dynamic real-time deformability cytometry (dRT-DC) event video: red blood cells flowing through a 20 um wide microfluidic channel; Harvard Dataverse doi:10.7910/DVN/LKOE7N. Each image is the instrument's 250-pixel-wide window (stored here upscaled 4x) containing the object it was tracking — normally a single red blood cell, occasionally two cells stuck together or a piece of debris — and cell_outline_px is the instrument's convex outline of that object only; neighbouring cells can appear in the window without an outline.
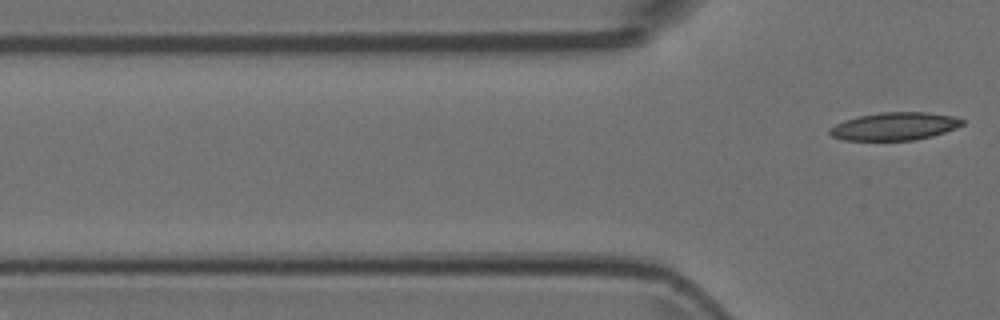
{"species": "Egyptian fruit bat (a non-hibernating species)", "species_latin": "Rousettus aegyptiacus", "temperature_condition": "room temperature", "stored_images_in_passage": 3, "segment_of_instrument_passage": [2, 2], "camera_frame_rate_fps": 3000, "um_per_image_px": 0.085, "animal": {"sex": "female"}, "frame": {"image": 1, "passage_image": 3, "time_ms": 0.667, "image_size_px": [1000, 320], "cell_outline_px": [[964, 124], [956, 128], [932, 136], [912, 140], [844, 140], [832, 136], [828, 132], [828, 128], [844, 120], [860, 116], [880, 112], [928, 112], [952, 116], [964, 120]], "centroid_in_image_um": [76.03, 10.73], "position_along_channel_um": 49.8, "area_um2": 21.44}}